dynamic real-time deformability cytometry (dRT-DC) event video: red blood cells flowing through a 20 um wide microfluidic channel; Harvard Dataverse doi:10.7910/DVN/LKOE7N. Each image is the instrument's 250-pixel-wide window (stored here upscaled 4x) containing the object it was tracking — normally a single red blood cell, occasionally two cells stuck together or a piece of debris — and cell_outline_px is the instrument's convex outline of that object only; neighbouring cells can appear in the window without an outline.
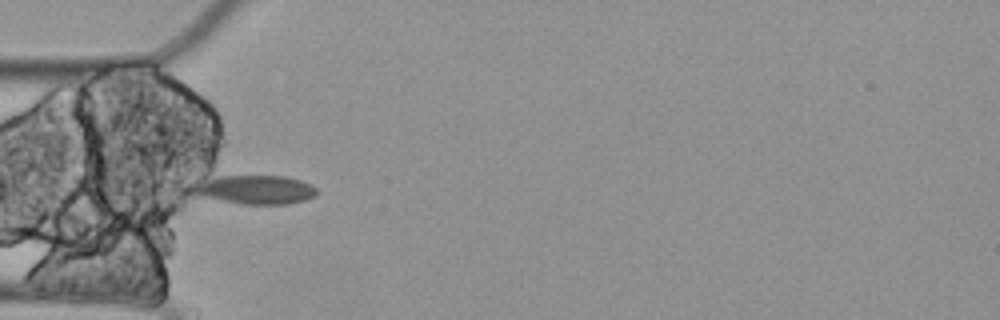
{"species": "Egyptian fruit bat (a non-hibernating species)", "species_latin": "Rousettus aegyptiacus", "temperature_condition": "cold", "stored_images_in_passage": 7, "segment_of_instrument_passage": [2, 2], "camera_frame_rate_fps": 3000, "um_per_image_px": 0.085, "animal": {"sex": "female"}, "frame": {"image": 1, "passage_image": 5, "time_ms": 1.333, "image_size_px": [1000, 320], "cell_outline_px": [[316, 196], [304, 200], [288, 204], [244, 204], [204, 196], [196, 192], [200, 188], [212, 180], [220, 176], [284, 176], [300, 180], [316, 188]], "centroid_in_image_um": [21.95, 16.13], "position_along_channel_um": 63.0, "area_um2": 19.42}}
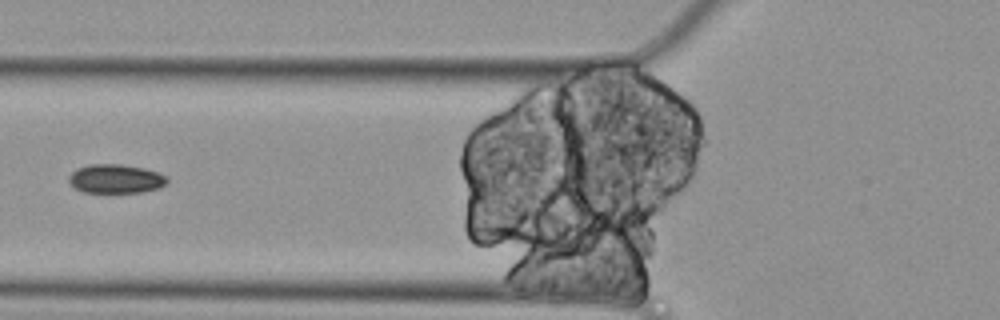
{"frame": {"image": 2, "passage_image": 6, "time_ms": 1.667, "image_size_px": [1000, 320], "cell_outline_px": [[168, 184], [160, 188], [140, 192], [84, 192], [76, 188], [68, 180], [68, 176], [76, 168], [88, 164], [120, 164], [144, 168], [156, 172], [164, 176], [168, 180]], "centroid_in_image_um": [9.83, 15.19], "position_along_channel_um": 116.0, "area_um2": 16.53}}
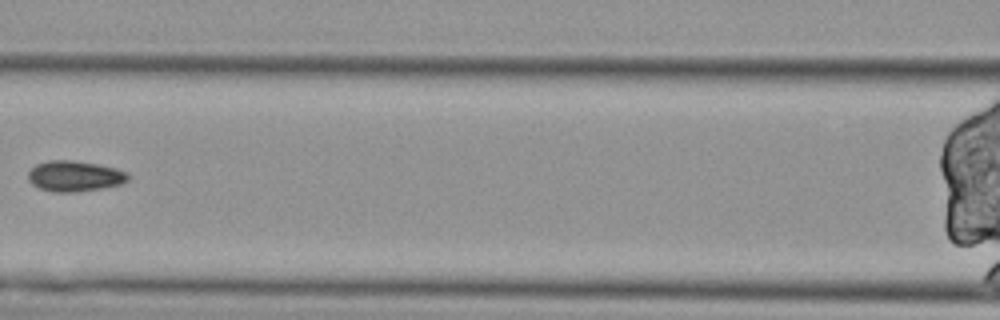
{"frame": {"image": 3, "passage_image": 7, "time_ms": 2.0, "image_size_px": [1000, 320], "cell_outline_px": [[128, 180], [120, 184], [100, 188], [76, 192], [52, 192], [40, 188], [32, 184], [28, 180], [28, 172], [36, 164], [48, 160], [72, 160], [96, 164], [116, 168], [128, 172]], "centroid_in_image_um": [6.32, 14.96], "position_along_channel_um": 160.3, "area_um2": 17.8}}